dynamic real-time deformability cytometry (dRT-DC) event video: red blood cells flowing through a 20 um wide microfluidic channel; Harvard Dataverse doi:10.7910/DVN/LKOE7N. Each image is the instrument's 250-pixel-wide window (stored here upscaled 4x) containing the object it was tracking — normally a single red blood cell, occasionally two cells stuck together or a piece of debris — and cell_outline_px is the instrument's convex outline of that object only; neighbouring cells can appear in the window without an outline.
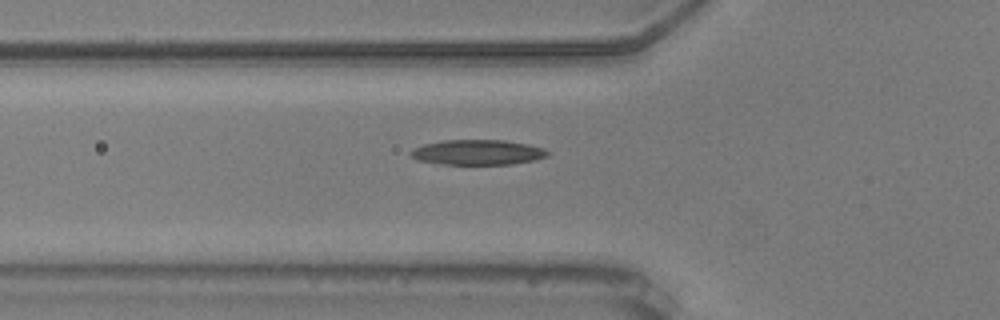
{"species": "common noctule bat (a hibernating species)", "species_latin": "Nyctalus noctula", "temperature_condition": "warm", "stored_images_in_passage": 18, "camera_frame_rate_fps": 3000, "um_per_image_px": 0.085, "animal": {"sex": "male", "body_mass_g": 20.5, "forearm_length_mm": 52.5}, "frame": {"image": 1, "passage_image": 7, "time_ms": 2.0, "image_size_px": [1000, 320], "cell_outline_px": [[548, 156], [536, 160], [512, 164], [444, 164], [416, 160], [408, 156], [408, 152], [412, 148], [424, 144], [444, 140], [504, 140], [528, 144], [544, 148], [548, 152]], "centroid_in_image_um": [40.56, 12.94], "position_along_channel_um": 85.2, "area_um2": 20.23}}
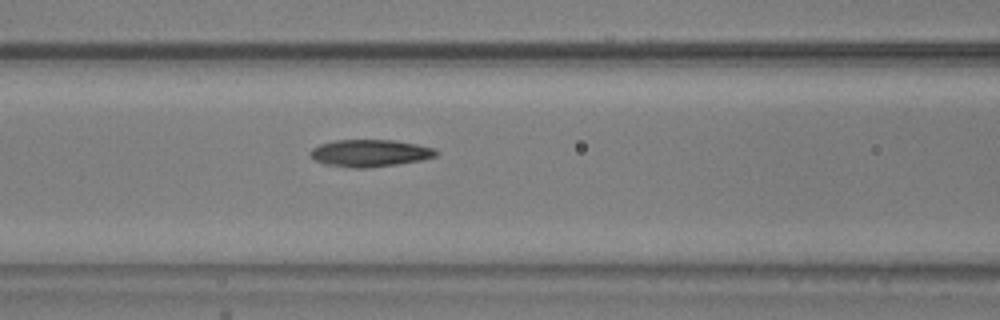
{"frame": {"image": 2, "passage_image": 11, "time_ms": 3.333, "image_size_px": [1000, 320], "cell_outline_px": [[440, 152], [436, 156], [420, 160], [396, 164], [368, 168], [352, 168], [324, 164], [312, 160], [308, 152], [312, 148], [320, 144], [336, 140], [396, 140], [436, 148]], "centroid_in_image_um": [31.42, 13.01], "position_along_channel_um": 135.2, "area_um2": 20.11}}